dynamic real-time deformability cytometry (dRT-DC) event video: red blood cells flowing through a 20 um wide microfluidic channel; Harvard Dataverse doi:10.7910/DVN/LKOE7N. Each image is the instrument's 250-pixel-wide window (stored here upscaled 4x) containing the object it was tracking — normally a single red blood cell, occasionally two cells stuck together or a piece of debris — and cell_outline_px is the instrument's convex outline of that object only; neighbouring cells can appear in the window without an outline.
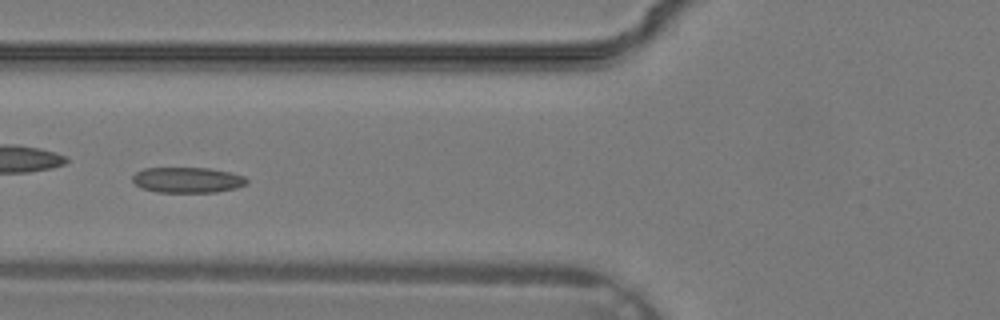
{"species": "common noctule bat (a hibernating species)", "species_latin": "Nyctalus noctula", "temperature_condition": "warm", "stored_images_in_passage": 28, "camera_frame_rate_fps": 3000, "um_per_image_px": 0.085, "animal": {"sex": "male", "body_mass_g": 19.2, "forearm_length_mm": 51.8}, "frame": {"image": 1, "passage_image": 13, "time_ms": 4.0, "image_size_px": [1000, 320], "cell_outline_px": [[248, 184], [236, 188], [216, 192], [156, 192], [140, 188], [132, 180], [132, 176], [136, 172], [144, 168], [208, 168], [228, 172], [244, 176], [248, 180]], "centroid_in_image_um": [15.92, 15.3], "position_along_channel_um": 109.9, "area_um2": 17.05}}
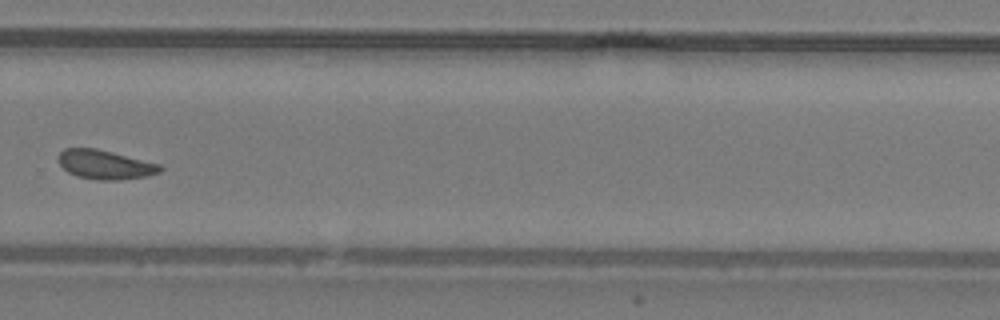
{"frame": {"image": 2, "passage_image": 24, "time_ms": 7.667, "image_size_px": [1000, 320], "cell_outline_px": [[164, 168], [160, 172], [148, 176], [120, 180], [96, 180], [76, 176], [68, 172], [60, 164], [60, 152], [64, 148], [96, 148], [160, 164]], "centroid_in_image_um": [8.96, 14.0], "position_along_channel_um": 320.8, "area_um2": 17.22}}